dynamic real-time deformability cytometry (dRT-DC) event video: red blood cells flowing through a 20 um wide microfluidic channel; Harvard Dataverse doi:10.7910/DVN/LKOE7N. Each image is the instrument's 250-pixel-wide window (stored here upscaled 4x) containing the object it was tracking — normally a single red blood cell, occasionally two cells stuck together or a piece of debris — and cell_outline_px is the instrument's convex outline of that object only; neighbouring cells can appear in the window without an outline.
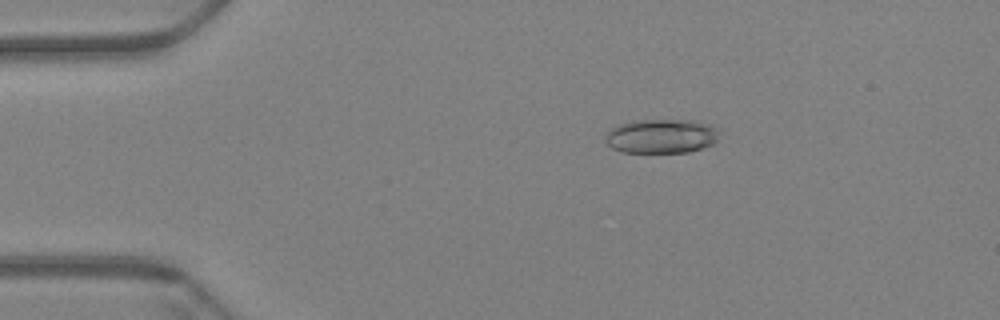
{"species": "Egyptian fruit bat (a non-hibernating species)", "species_latin": "Rousettus aegyptiacus", "temperature_condition": "warm", "stored_images_in_passage": 31, "camera_frame_rate_fps": 3000, "um_per_image_px": 0.085, "animal": {"sex": "female"}, "frame": {"image": 1, "passage_image": 12, "time_ms": 3.667, "image_size_px": [1000, 320], "cell_outline_px": [[720, 128], [716, 140], [712, 144], [704, 148], [688, 152], [620, 152], [612, 148], [604, 140], [604, 136], [612, 128], [620, 124], [632, 120], [688, 120]], "centroid_in_image_um": [56.19, 11.58], "position_along_channel_um": 28.8, "area_um2": 22.72}}
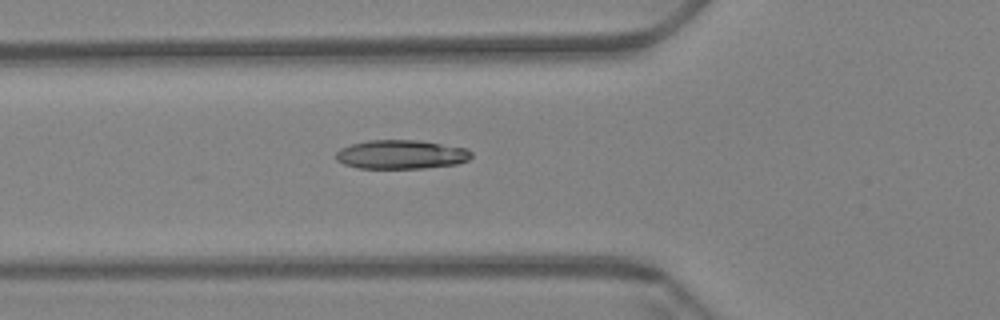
{"frame": {"image": 2, "passage_image": 23, "time_ms": 7.333, "image_size_px": [1000, 320], "cell_outline_px": [[472, 156], [468, 160], [456, 164], [424, 168], [360, 168], [344, 164], [336, 160], [336, 152], [340, 148], [352, 144], [368, 140], [420, 140], [468, 148], [472, 152]], "centroid_in_image_um": [34.12, 13.12], "position_along_channel_um": 91.7, "area_um2": 22.95}}
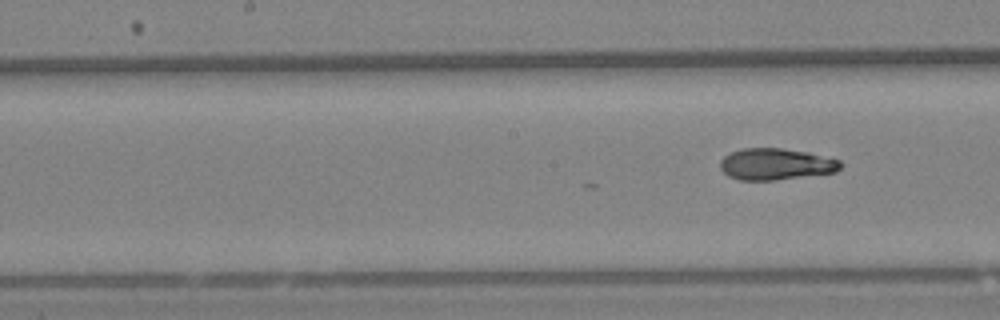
{"frame": {"image": 3, "passage_image": 31, "time_ms": 10.0, "image_size_px": [1000, 320], "cell_outline_px": [[844, 164], [836, 172], [776, 180], [740, 180], [728, 176], [720, 168], [720, 160], [724, 156], [732, 152], [744, 148], [780, 148], [808, 152], [840, 160]], "centroid_in_image_um": [65.96, 13.95], "position_along_channel_um": 182.2, "area_um2": 22.14}}